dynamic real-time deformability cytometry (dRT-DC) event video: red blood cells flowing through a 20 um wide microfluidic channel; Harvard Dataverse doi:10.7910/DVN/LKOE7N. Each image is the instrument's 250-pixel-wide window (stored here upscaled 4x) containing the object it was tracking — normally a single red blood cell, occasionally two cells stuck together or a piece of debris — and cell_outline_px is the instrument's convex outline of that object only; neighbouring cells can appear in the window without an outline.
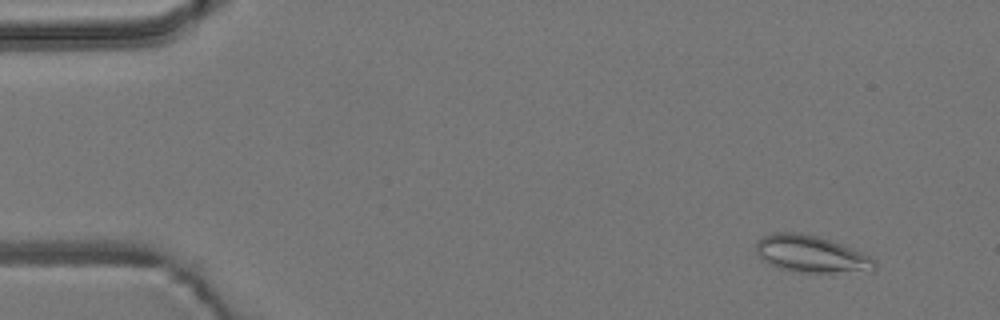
{"species": "common noctule bat (a hibernating species)", "species_latin": "Nyctalus noctula", "temperature_condition": "room temperature", "stored_images_in_passage": 55, "camera_frame_rate_fps": 3000, "um_per_image_px": 0.085, "animal": {"sex": "male", "body_mass_g": 19.2, "forearm_length_mm": 51.8}, "frame": {"image": 1, "passage_image": 5, "time_ms": 1.333, "image_size_px": [1000, 320], "cell_outline_px": [[876, 268], [872, 272], [792, 272], [776, 268], [756, 256], [756, 240], [764, 236], [776, 232], [796, 232], [816, 236], [840, 244], [860, 252], [876, 260]], "centroid_in_image_um": [68.91, 21.62], "position_along_channel_um": 16.1, "area_um2": 25.66}}
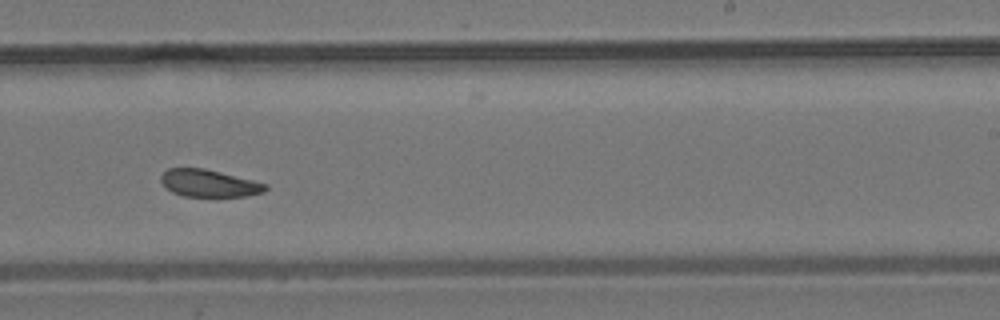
{"frame": {"image": 2, "passage_image": 34, "time_ms": 11.0, "image_size_px": [1000, 320], "cell_outline_px": [[268, 188], [264, 192], [248, 196], [184, 196], [172, 192], [160, 180], [160, 176], [168, 168], [204, 168], [268, 184]], "centroid_in_image_um": [17.78, 15.58], "position_along_channel_um": 271.2, "area_um2": 16.47}}
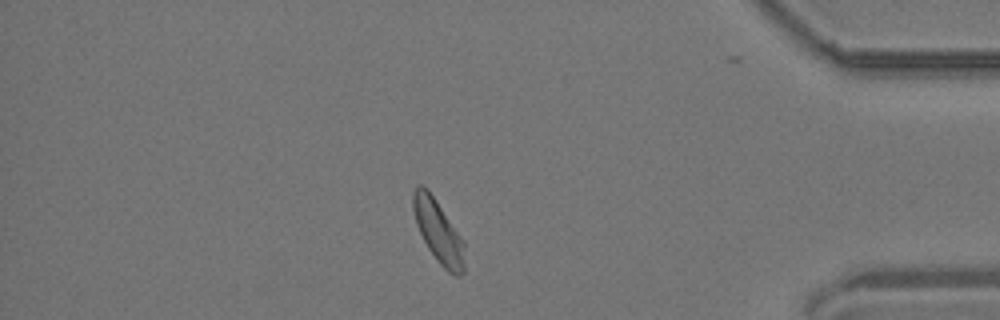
{"frame": {"image": 3, "passage_image": 47, "time_ms": 15.333, "image_size_px": [1000, 320], "cell_outline_px": [[464, 272], [460, 276], [456, 276], [448, 272], [436, 260], [428, 248], [416, 224], [412, 208], [412, 192], [420, 184], [432, 196], [464, 240]], "centroid_in_image_um": [37.26, 19.73], "position_along_channel_um": 397.9, "area_um2": 18.44}, "authors_computed_cell_mechanics": {"area_um2": 18.5538, "velocity_mm_per_s": 3.785, "shape_relaxation_time_tau1_ms": 3.7733, "shape_relaxation_time_tau2_ms": 2.5447, "deformation_change_tau1": 0.0922, "deformation_change_tau2": 0.0935}}